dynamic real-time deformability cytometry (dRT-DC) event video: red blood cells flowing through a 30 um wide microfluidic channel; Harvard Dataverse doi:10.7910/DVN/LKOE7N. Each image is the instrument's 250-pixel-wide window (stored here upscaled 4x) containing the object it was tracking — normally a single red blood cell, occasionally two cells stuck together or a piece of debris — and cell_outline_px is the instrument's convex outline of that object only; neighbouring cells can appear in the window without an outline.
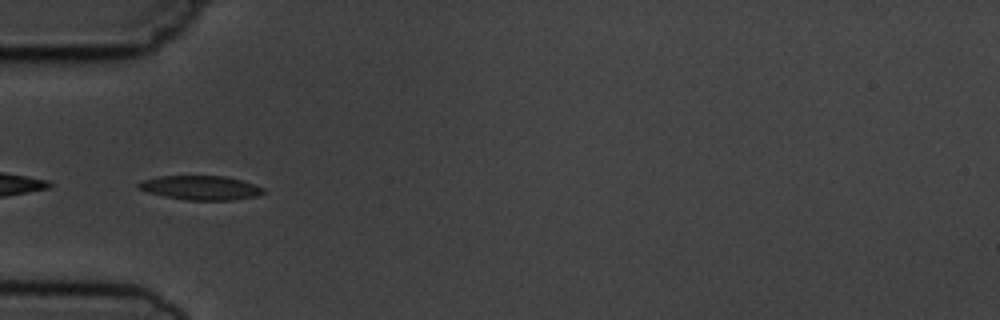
{"species": "common noctule bat (a hibernating species)", "species_latin": "Nyctalus noctula", "temperature_condition": "cold", "stored_images_in_passage": 4, "camera_frame_rate_fps": 3000, "um_per_image_px": 0.085, "animal": {"sex": "male", "body_mass_g": 19.5, "forearm_length_mm": 54.6}, "frame": {"image": 1, "passage_image": 4, "time_ms": 3.667, "image_size_px": [1000, 320], "cell_outline_px": [[268, 192], [256, 196], [232, 200], [188, 200], [164, 196], [148, 192], [136, 188], [136, 184], [144, 180], [160, 176], [224, 176], [244, 180], [264, 188]], "centroid_in_image_um": [17.09, 15.96], "position_along_channel_um": 67.9, "area_um2": 17.69}}